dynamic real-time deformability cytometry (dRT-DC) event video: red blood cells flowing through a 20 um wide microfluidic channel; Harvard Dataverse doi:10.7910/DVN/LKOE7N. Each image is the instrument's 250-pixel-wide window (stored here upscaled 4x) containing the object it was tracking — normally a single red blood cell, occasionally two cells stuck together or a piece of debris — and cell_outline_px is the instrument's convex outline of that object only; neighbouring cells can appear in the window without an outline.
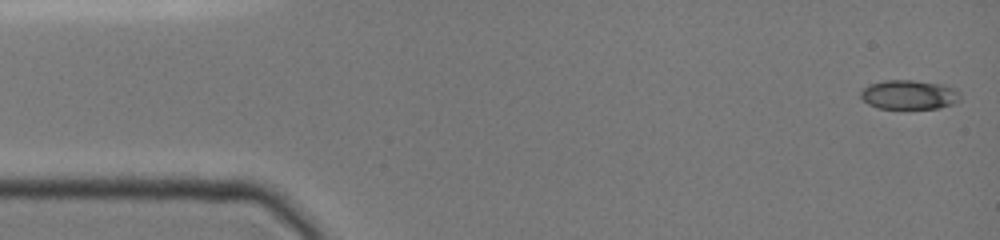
{"species": "common noctule bat (a hibernating species)", "species_latin": "Nyctalus noctula", "temperature_condition": "cold", "stored_images_in_passage": 18, "camera_frame_rate_fps": 3000, "um_per_image_px": 0.085, "animal": {"sex": "female", "body_mass_g": 19.0, "forearm_length_mm": 51.5}, "frame": {"image": 1, "passage_image": 1, "time_ms": 0.0, "image_size_px": [1000, 240], "cell_outline_px": [[960, 100], [952, 104], [940, 108], [880, 108], [868, 104], [860, 96], [860, 92], [868, 84], [884, 80], [912, 80], [944, 84], [956, 88], [960, 92]], "centroid_in_image_um": [77.3, 8.03], "position_along_channel_um": 7.7, "area_um2": 17.11}}
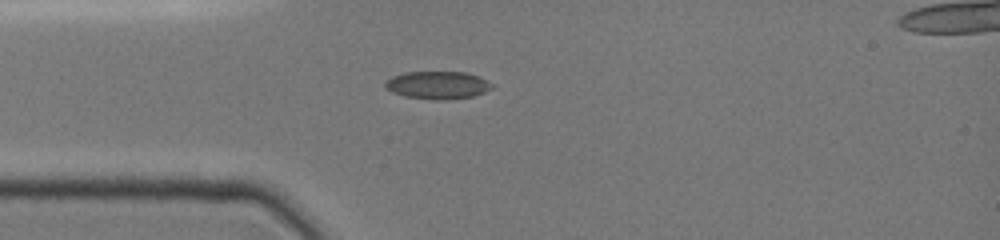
{"frame": {"image": 2, "passage_image": 11, "time_ms": 3.667, "image_size_px": [1000, 240], "cell_outline_px": [[492, 88], [484, 92], [472, 96], [404, 96], [392, 92], [384, 88], [384, 84], [392, 76], [404, 72], [464, 72], [480, 76], [492, 84]], "centroid_in_image_um": [37.17, 7.16], "position_along_channel_um": 47.8, "area_um2": 16.13}}
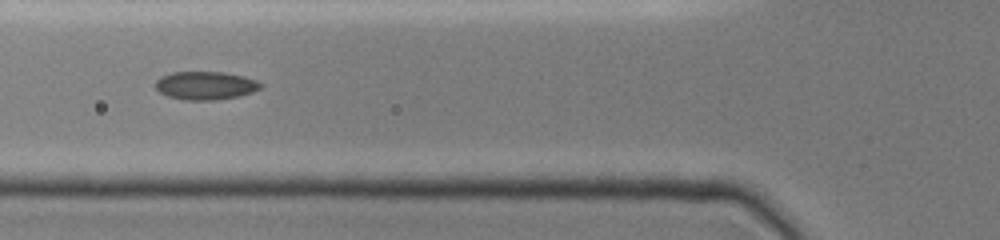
{"frame": {"image": 3, "passage_image": 16, "time_ms": 5.333, "image_size_px": [1000, 240], "cell_outline_px": [[264, 84], [260, 88], [252, 92], [236, 96], [212, 100], [184, 100], [168, 96], [160, 92], [156, 88], [156, 80], [160, 76], [172, 72], [224, 72], [244, 76], [256, 80]], "centroid_in_image_um": [17.46, 7.26], "position_along_channel_um": 108.3, "area_um2": 17.22}}